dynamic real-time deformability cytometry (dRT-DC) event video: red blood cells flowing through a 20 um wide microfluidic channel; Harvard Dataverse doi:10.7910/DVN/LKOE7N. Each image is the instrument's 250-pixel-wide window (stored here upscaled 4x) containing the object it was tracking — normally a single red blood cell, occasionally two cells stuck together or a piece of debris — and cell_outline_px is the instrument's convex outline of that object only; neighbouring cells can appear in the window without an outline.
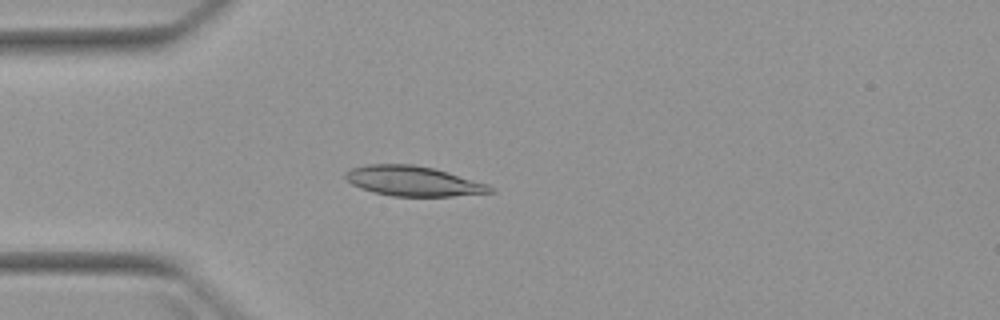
{"species": "Egyptian fruit bat (a non-hibernating species)", "species_latin": "Rousettus aegyptiacus", "temperature_condition": "warm", "stored_images_in_passage": 1, "camera_frame_rate_fps": 3000, "um_per_image_px": 0.085, "animal": {"sex": "female"}, "frame": {"image": 1, "passage_image": 1, "time_ms": 0.0, "image_size_px": [1000, 320], "cell_outline_px": [[496, 192], [452, 196], [392, 196], [372, 192], [360, 188], [352, 184], [344, 176], [344, 172], [352, 168], [368, 164], [412, 164], [432, 168], [448, 172], [488, 184]], "centroid_in_image_um": [35.1, 15.39], "position_along_channel_um": 49.9, "area_um2": 25.2}}